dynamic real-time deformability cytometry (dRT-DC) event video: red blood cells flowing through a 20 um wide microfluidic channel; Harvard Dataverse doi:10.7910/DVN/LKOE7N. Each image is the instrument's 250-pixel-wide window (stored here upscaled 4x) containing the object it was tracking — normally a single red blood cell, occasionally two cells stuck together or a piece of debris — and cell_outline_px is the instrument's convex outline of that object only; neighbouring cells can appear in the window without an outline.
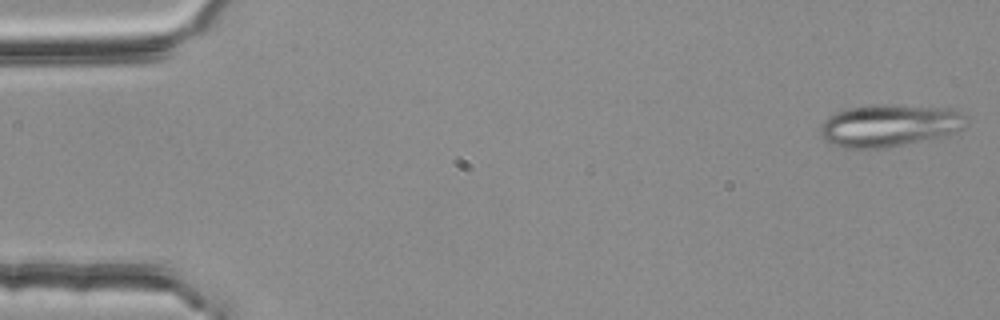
{"species": "common noctule bat (a hibernating species)", "species_latin": "Nyctalus noctula", "temperature_condition": "room temperature", "stored_images_in_passage": 53, "camera_frame_rate_fps": 3000, "um_per_image_px": 0.085, "animal": {"sex": "female", "body_mass_g": 25.1}, "frame": {"image": 1, "passage_image": 1, "time_ms": 0.0, "image_size_px": [1000, 320], "cell_outline_px": [[968, 124], [964, 128], [948, 136], [888, 148], [844, 148], [832, 144], [824, 140], [820, 136], [820, 124], [828, 116], [836, 112], [848, 108], [876, 104], [884, 104], [952, 108], [960, 112], [964, 116]], "centroid_in_image_um": [75.61, 10.67], "position_along_channel_um": 9.4, "area_um2": 36.65}}
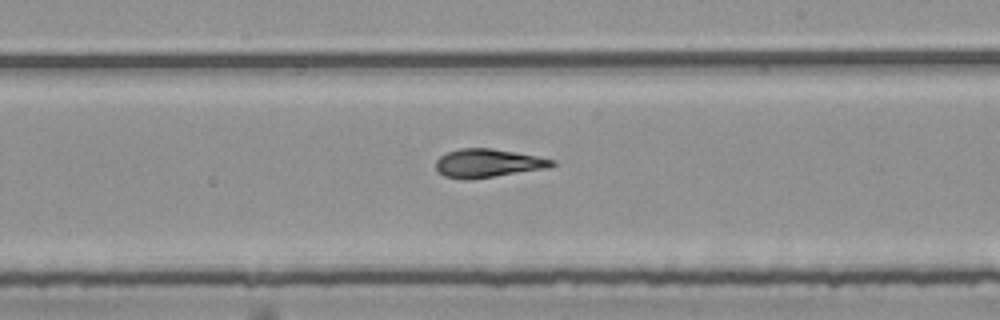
{"frame": {"image": 2, "passage_image": 31, "time_ms": 10.0, "image_size_px": [1000, 320], "cell_outline_px": [[556, 164], [548, 168], [468, 180], [464, 180], [444, 176], [436, 168], [436, 160], [440, 156], [448, 152], [460, 148], [492, 148], [536, 156], [556, 160]], "centroid_in_image_um": [41.47, 13.87], "position_along_channel_um": 247.5, "area_um2": 19.19}}
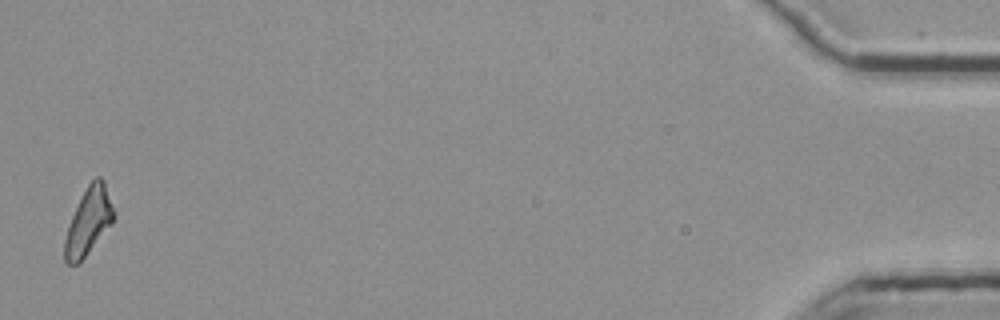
{"frame": {"image": 3, "passage_image": 53, "time_ms": 17.333, "image_size_px": [1000, 320], "cell_outline_px": [[116, 216], [112, 224], [84, 256], [76, 264], [68, 264], [64, 260], [64, 240], [72, 216], [88, 184], [96, 176], [100, 176], [104, 180], [116, 212]], "centroid_in_image_um": [7.56, 18.78], "position_along_channel_um": 427.6, "area_um2": 18.84}, "authors_computed_cell_mechanics": {"area_um2": 19.2474, "velocity_mm_per_s": 3.7722, "shape_relaxation_time_tau1_ms": null, "shape_relaxation_time_tau2_ms": 3.8799, "deformation_change_tau1": null, "deformation_change_tau2": 0.1267}}